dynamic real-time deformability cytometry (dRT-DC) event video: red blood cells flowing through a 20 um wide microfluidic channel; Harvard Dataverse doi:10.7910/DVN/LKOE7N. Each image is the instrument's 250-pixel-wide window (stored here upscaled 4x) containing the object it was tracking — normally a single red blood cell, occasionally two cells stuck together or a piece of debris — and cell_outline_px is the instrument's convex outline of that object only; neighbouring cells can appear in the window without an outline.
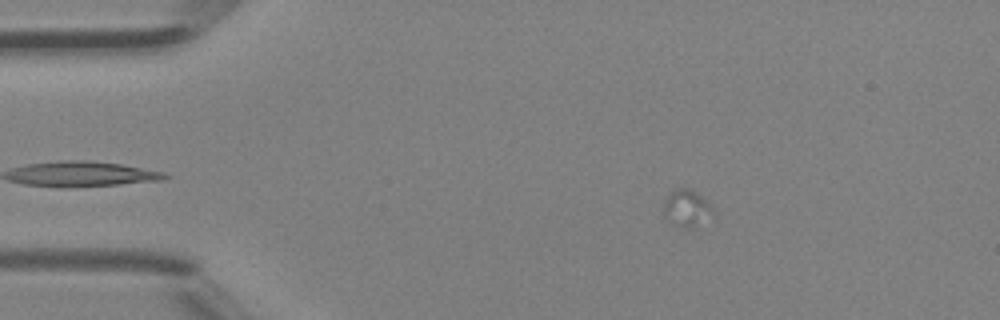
{"species": "Egyptian fruit bat (a non-hibernating species)", "species_latin": "Rousettus aegyptiacus", "temperature_condition": "room temperature", "stored_images_in_passage": 4, "camera_frame_rate_fps": 3000, "um_per_image_px": 0.085, "animal": {"sex": "female"}, "frame": {"image": 1, "passage_image": 1, "time_ms": 0.0, "image_size_px": [1000, 320], "cell_outline_px": [[716, 212], [692, 228], [688, 228], [672, 224], [664, 220], [664, 200], [668, 192], [676, 188], [688, 188], [696, 192], [716, 208]], "centroid_in_image_um": [58.35, 17.68], "position_along_channel_um": 26.7, "area_um2": 10.87}}